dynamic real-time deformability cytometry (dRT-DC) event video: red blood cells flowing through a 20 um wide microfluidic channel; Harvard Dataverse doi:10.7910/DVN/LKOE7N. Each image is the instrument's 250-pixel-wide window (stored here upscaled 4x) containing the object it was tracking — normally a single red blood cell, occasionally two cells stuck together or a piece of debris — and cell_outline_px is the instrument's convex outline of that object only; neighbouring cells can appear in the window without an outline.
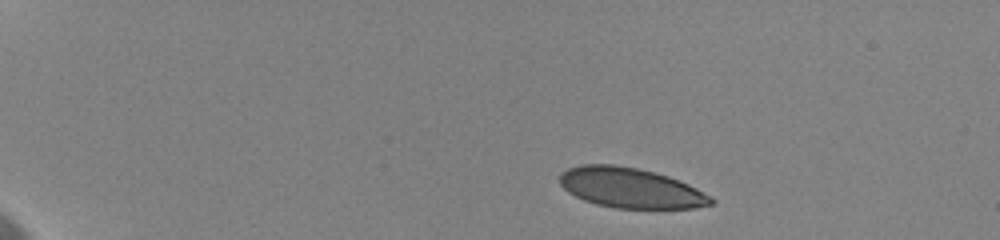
{"species": "human", "species_latin": "Homo sapiens", "temperature_condition": "cold", "stored_images_in_passage": 34, "camera_frame_rate_fps": 3000, "um_per_image_px": 0.085, "donor": {"sex": "female"}, "frame": {"image": 1, "passage_image": 1, "time_ms": 0.0, "image_size_px": [1000, 240], "cell_outline_px": [[716, 200], [712, 204], [696, 208], [612, 208], [596, 204], [584, 200], [568, 192], [560, 184], [560, 172], [568, 168], [580, 164], [612, 164], [636, 168], [668, 176], [688, 184], [712, 196]], "centroid_in_image_um": [53.59, 15.97], "position_along_channel_um": 31.4, "area_um2": 35.37}}
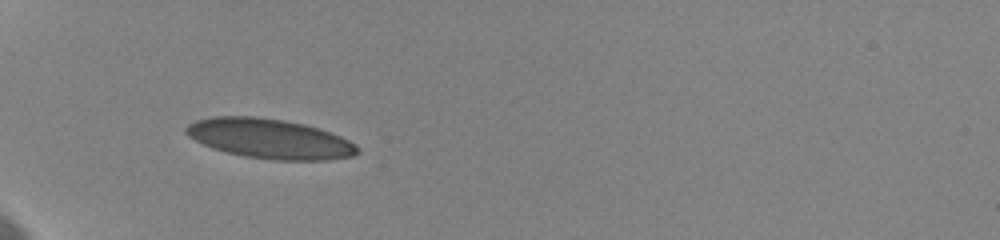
{"frame": {"image": 2, "passage_image": 9, "time_ms": 3.333, "image_size_px": [1000, 240], "cell_outline_px": [[360, 152], [352, 156], [328, 160], [276, 160], [244, 156], [212, 148], [188, 136], [184, 132], [184, 128], [188, 124], [196, 120], [212, 116], [256, 116], [284, 120], [304, 124], [340, 136], [356, 144], [360, 148]], "centroid_in_image_um": [22.91, 11.78], "position_along_channel_um": 62.1, "area_um2": 39.65}}
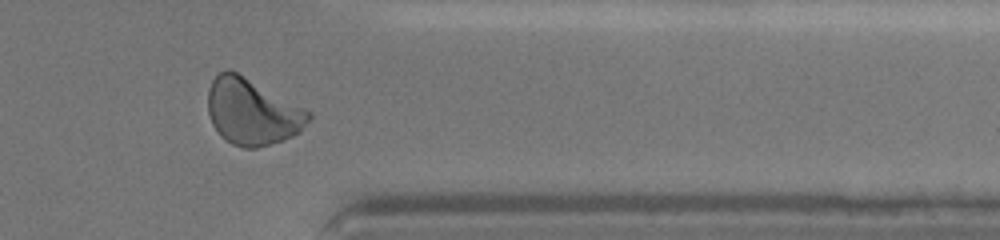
{"frame": {"image": 3, "passage_image": 28, "time_ms": 13.0, "image_size_px": [1000, 240], "cell_outline_px": [[312, 116], [292, 136], [284, 140], [256, 148], [244, 148], [232, 144], [220, 136], [212, 124], [208, 112], [208, 88], [212, 80], [220, 72], [228, 68], [236, 72], [312, 112]], "centroid_in_image_um": [21.39, 9.51], "position_along_channel_um": 390.0, "area_um2": 38.44}, "authors_computed_cell_mechanics": {"area_um2": 37.4255, "velocity_mm_per_s": 3.5878, "shape_relaxation_time_tau1_ms": 6.1725, "shape_relaxation_time_tau2_ms": 1.1237, "deformation_change_tau1": 0.1541, "deformation_change_tau2": 0.0562}}